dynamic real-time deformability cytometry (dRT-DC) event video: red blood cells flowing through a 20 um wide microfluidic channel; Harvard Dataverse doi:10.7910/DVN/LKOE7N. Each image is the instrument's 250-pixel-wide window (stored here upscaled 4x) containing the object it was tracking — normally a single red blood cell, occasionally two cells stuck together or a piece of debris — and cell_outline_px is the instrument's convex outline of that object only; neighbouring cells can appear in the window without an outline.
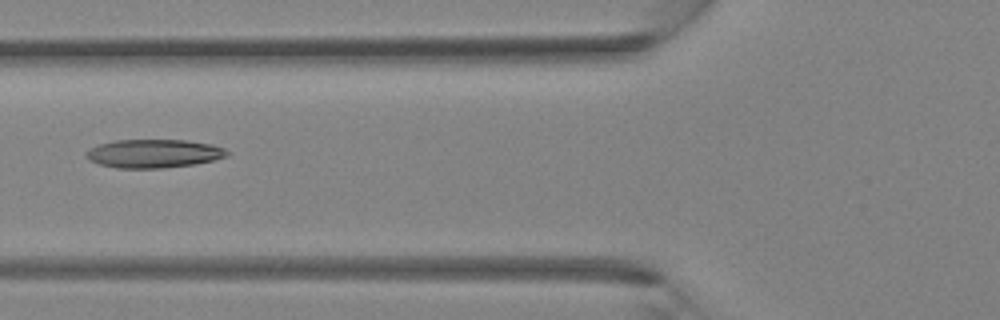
{"species": "Egyptian fruit bat (a non-hibernating species)", "species_latin": "Rousettus aegyptiacus", "temperature_condition": "room temperature", "stored_images_in_passage": 5, "camera_frame_rate_fps": 3000, "um_per_image_px": 0.085, "animal": {"sex": "female"}, "frame": {"image": 1, "passage_image": 5, "time_ms": 4.667, "image_size_px": [1000, 320], "cell_outline_px": [[232, 152], [228, 156], [196, 164], [160, 168], [116, 168], [100, 164], [88, 160], [88, 152], [92, 148], [100, 144], [116, 140], [184, 140], [212, 144], [224, 148]], "centroid_in_image_um": [13.14, 13.05], "position_along_channel_um": 112.7, "area_um2": 23.24}}